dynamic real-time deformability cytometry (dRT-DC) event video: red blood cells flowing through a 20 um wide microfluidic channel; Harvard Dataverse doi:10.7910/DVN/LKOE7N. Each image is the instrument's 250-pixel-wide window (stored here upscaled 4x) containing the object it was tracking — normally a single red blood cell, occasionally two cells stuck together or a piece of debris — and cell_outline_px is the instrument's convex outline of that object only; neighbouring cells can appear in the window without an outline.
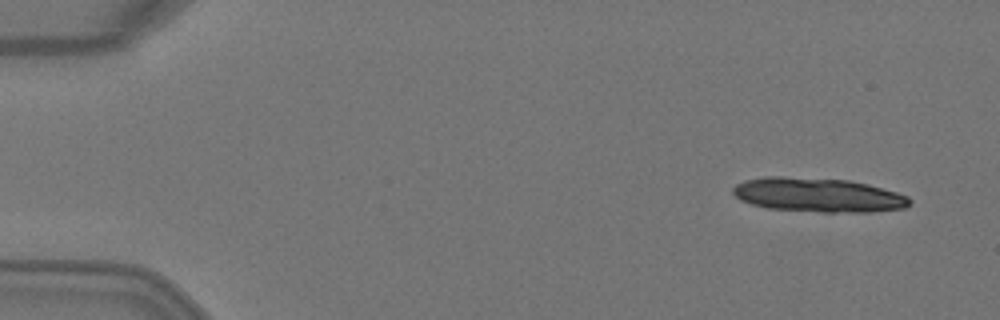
{"species": "Egyptian fruit bat (a non-hibernating species)", "species_latin": "Rousettus aegyptiacus", "temperature_condition": "warm", "stored_images_in_passage": 5, "segment_of_instrument_passage": [1, 2], "camera_frame_rate_fps": 3000, "um_per_image_px": 0.085, "animal": {"sex": "female"}, "frame": {"image": 1, "passage_image": 1, "time_ms": 0.0, "image_size_px": [1000, 320], "cell_outline_px": [[912, 200], [904, 208], [872, 212], [820, 212], [768, 208], [752, 204], [740, 200], [732, 192], [732, 188], [736, 184], [744, 180], [764, 176], [780, 176], [848, 180], [868, 184], [896, 192], [908, 196]], "centroid_in_image_um": [69.52, 16.57], "position_along_channel_um": 15.5, "area_um2": 35.26}}